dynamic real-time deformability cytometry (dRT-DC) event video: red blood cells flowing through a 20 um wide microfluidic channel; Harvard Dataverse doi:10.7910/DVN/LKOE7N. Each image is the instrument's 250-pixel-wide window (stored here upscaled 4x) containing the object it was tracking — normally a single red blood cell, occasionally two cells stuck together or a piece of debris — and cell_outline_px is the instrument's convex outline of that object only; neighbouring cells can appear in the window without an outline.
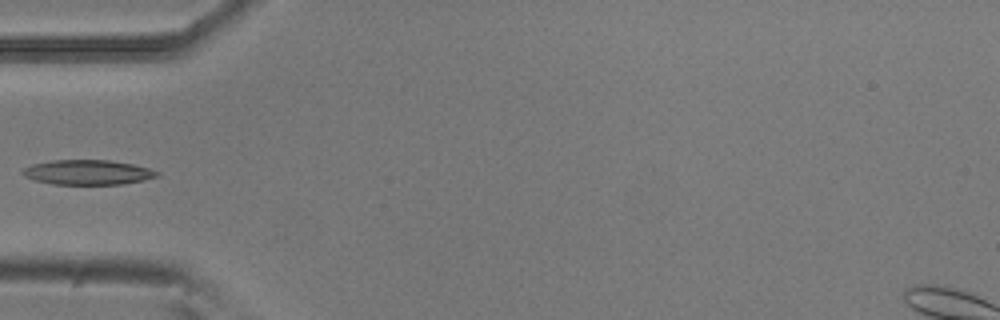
{"species": "common noctule bat (a hibernating species)", "species_latin": "Nyctalus noctula", "temperature_condition": "room temperature", "stored_images_in_passage": 5, "camera_frame_rate_fps": 3000, "um_per_image_px": 0.085, "animal": {"sex": "male", "body_mass_g": 20.5, "forearm_length_mm": 52.5}, "frame": {"image": 1, "passage_image": 5, "time_ms": 1.333, "image_size_px": [1000, 320], "cell_outline_px": [[160, 176], [144, 180], [120, 184], [52, 184], [36, 180], [24, 176], [20, 172], [24, 168], [32, 164], [52, 160], [108, 160], [132, 164], [148, 168], [160, 172]], "centroid_in_image_um": [7.46, 14.64], "position_along_channel_um": 77.5, "area_um2": 19.36}}